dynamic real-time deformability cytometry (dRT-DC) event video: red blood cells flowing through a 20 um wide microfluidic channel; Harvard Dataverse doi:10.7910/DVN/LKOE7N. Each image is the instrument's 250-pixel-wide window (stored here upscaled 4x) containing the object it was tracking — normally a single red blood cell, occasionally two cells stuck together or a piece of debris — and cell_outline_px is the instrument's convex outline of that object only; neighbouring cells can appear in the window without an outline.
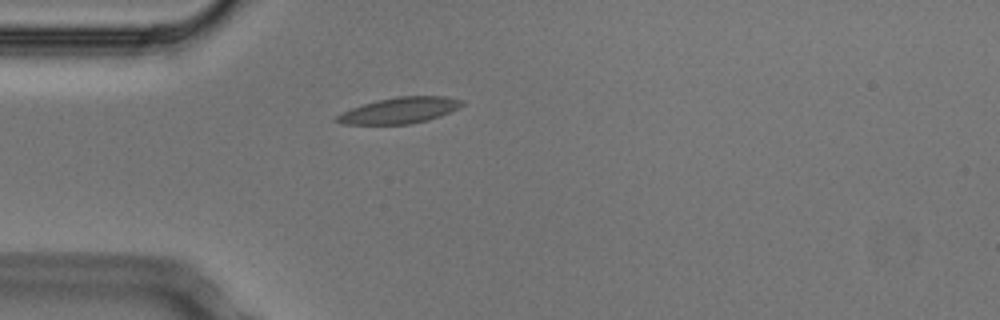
{"species": "Egyptian fruit bat (a non-hibernating species)", "species_latin": "Rousettus aegyptiacus", "temperature_condition": "cold", "stored_images_in_passage": 1, "camera_frame_rate_fps": 3000, "um_per_image_px": 0.085, "animal": {"sex": "male"}, "frame": {"image": 1, "passage_image": 1, "time_ms": 0.0, "image_size_px": [1000, 320], "cell_outline_px": [[464, 104], [460, 108], [440, 116], [428, 120], [412, 124], [340, 124], [332, 120], [336, 116], [352, 108], [376, 100], [396, 96], [444, 96], [464, 100]], "centroid_in_image_um": [33.99, 9.38], "position_along_channel_um": 51.0, "area_um2": 19.13}}